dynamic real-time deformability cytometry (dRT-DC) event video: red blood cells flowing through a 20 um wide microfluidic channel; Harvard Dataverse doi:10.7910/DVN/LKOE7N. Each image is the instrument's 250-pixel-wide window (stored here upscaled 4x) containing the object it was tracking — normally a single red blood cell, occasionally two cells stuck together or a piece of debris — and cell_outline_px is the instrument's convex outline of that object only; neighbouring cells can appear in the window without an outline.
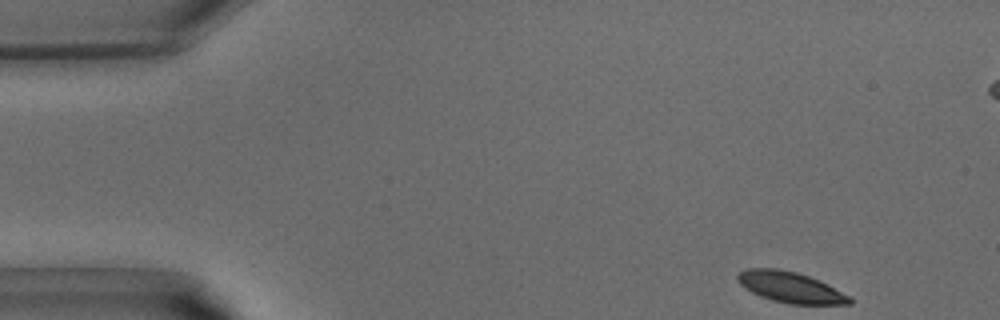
{"species": "common noctule bat (a hibernating species)", "species_latin": "Nyctalus noctula", "temperature_condition": "warm", "stored_images_in_passage": 38, "camera_frame_rate_fps": 3000, "um_per_image_px": 0.085, "animal": {"sex": "male", "body_mass_g": 15.6}, "frame": {"image": 1, "passage_image": 1, "time_ms": 0.0, "image_size_px": [1000, 320], "cell_outline_px": [[852, 304], [788, 304], [772, 300], [760, 296], [744, 288], [736, 280], [736, 276], [740, 272], [748, 268], [776, 268], [796, 272], [820, 280], [828, 284], [848, 296], [852, 300]], "centroid_in_image_um": [67.15, 24.41], "position_along_channel_um": 17.8, "area_um2": 20.06}}
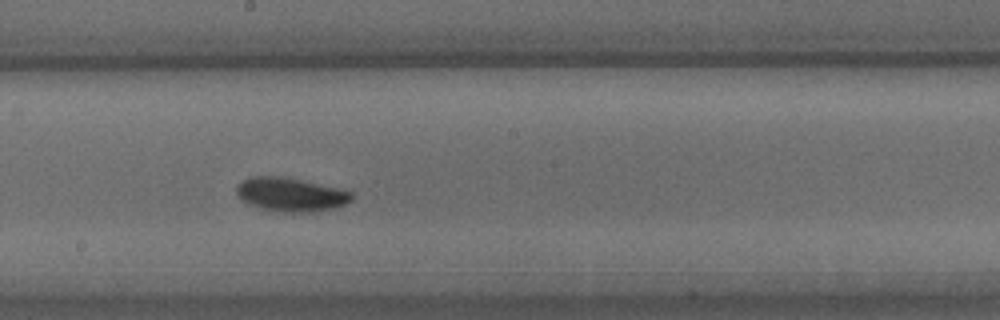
{"frame": {"image": 2, "passage_image": 19, "time_ms": 6.0, "image_size_px": [1000, 320], "cell_outline_px": [[352, 200], [336, 208], [308, 212], [276, 212], [260, 208], [248, 204], [240, 200], [236, 192], [236, 188], [240, 180], [252, 176], [280, 176], [340, 188], [352, 192]], "centroid_in_image_um": [24.67, 16.54], "position_along_channel_um": 223.5, "area_um2": 22.83}}
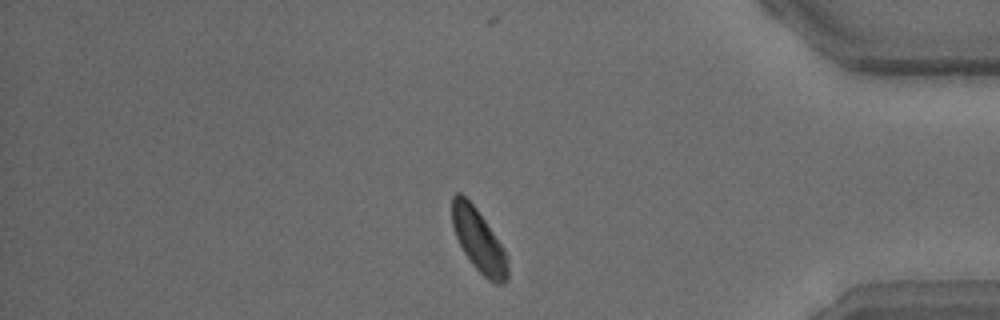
{"frame": {"image": 3, "passage_image": 31, "time_ms": 10.0, "image_size_px": [1000, 320], "cell_outline_px": [[508, 280], [504, 284], [496, 284], [488, 280], [472, 264], [464, 252], [456, 236], [452, 224], [452, 196], [456, 192], [460, 192], [476, 208], [504, 248], [508, 264]], "centroid_in_image_um": [40.7, 20.47], "position_along_channel_um": 394.5, "area_um2": 20.17}}